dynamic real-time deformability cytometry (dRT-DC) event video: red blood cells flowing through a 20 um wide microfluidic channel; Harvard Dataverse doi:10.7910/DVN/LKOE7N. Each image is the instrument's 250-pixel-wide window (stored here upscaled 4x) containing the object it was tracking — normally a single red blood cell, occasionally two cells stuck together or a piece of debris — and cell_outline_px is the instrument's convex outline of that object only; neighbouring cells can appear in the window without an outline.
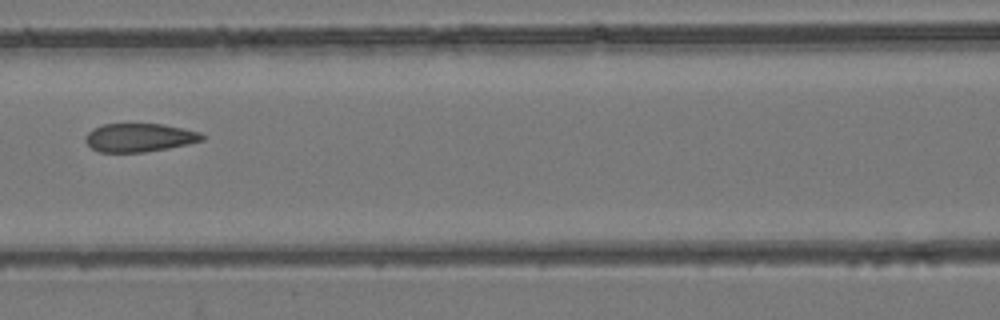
{"species": "common noctule bat (a hibernating species)", "species_latin": "Nyctalus noctula", "temperature_condition": "room temperature", "stored_images_in_passage": 4, "camera_frame_rate_fps": 3000, "um_per_image_px": 0.085, "animal": {"sex": "female", "body_mass_g": 24.6, "forearm_length_mm": 56.2}, "frame": {"image": 1, "passage_image": 4, "time_ms": 4.0, "image_size_px": [1000, 320], "cell_outline_px": [[204, 140], [188, 144], [168, 148], [144, 152], [100, 152], [92, 148], [84, 140], [84, 136], [92, 128], [104, 124], [164, 124], [200, 132], [204, 136]], "centroid_in_image_um": [11.83, 11.69], "position_along_channel_um": 154.8, "area_um2": 19.36}}